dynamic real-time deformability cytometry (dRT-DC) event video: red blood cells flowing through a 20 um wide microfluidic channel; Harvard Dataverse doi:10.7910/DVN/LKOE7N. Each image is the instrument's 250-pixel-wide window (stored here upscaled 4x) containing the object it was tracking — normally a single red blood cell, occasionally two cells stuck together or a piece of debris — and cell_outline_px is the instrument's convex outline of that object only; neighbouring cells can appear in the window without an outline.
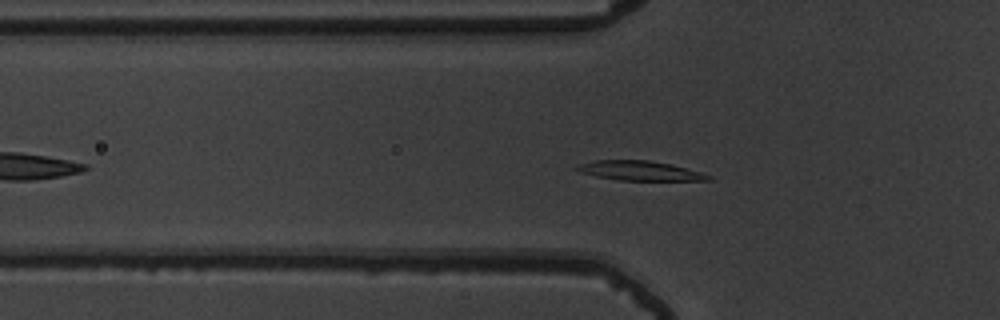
{"species": "common noctule bat (a hibernating species)", "species_latin": "Nyctalus noctula", "temperature_condition": "warm", "stored_images_in_passage": 46, "camera_frame_rate_fps": 3000, "um_per_image_px": 0.085, "animal": {"sex": "male", "body_mass_g": 19.5, "forearm_length_mm": 54.6}, "frame": {"image": 1, "passage_image": 11, "time_ms": 3.333, "image_size_px": [1000, 320], "cell_outline_px": [[712, 180], [620, 180], [596, 176], [580, 172], [572, 168], [580, 164], [596, 160], [648, 160], [668, 164], [700, 172], [712, 176]], "centroid_in_image_um": [54.34, 14.51], "position_along_channel_um": 71.5, "area_um2": 14.68}}
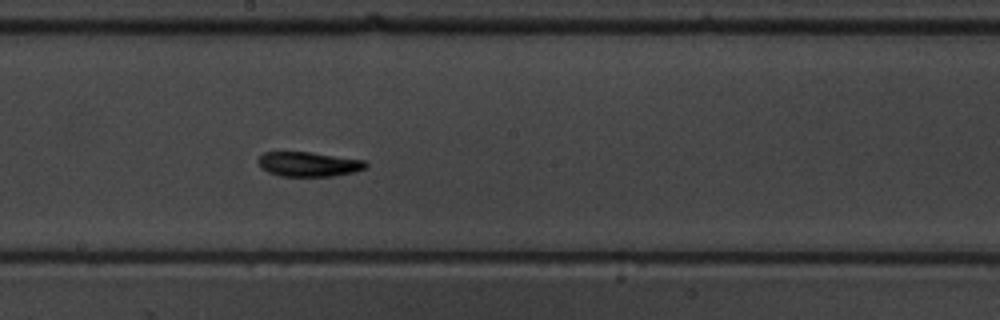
{"frame": {"image": 2, "passage_image": 23, "time_ms": 7.333, "image_size_px": [1000, 320], "cell_outline_px": [[368, 164], [364, 168], [356, 172], [332, 176], [280, 176], [268, 172], [256, 160], [264, 152], [312, 152], [364, 160]], "centroid_in_image_um": [26.25, 13.95], "position_along_channel_um": 222.0, "area_um2": 15.37}}
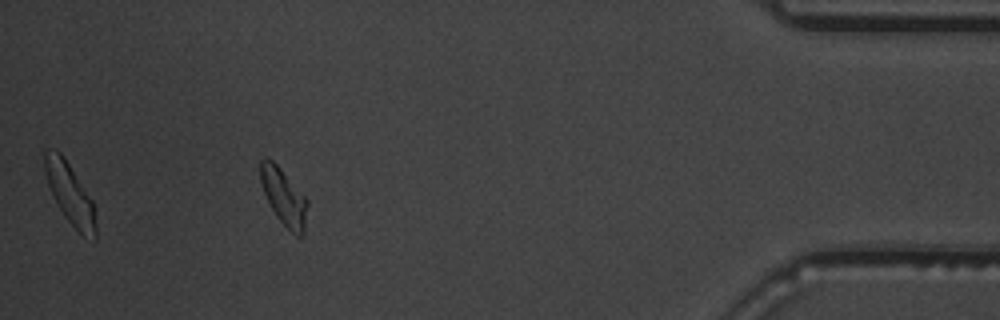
{"frame": {"image": 3, "passage_image": 42, "time_ms": 13.667, "image_size_px": [1000, 320], "cell_outline_px": [[308, 204], [304, 236], [296, 236], [276, 216], [264, 192], [260, 180], [260, 160], [264, 156], [268, 156], [280, 168], [308, 200]], "centroid_in_image_um": [24.13, 16.73], "position_along_channel_um": 411.1, "area_um2": 15.37}, "authors_computed_cell_mechanics": {"area_um2": 15.4615, "velocity_mm_per_s": 3.7825, "shape_relaxation_time_tau1_ms": 2.8554, "shape_relaxation_time_tau2_ms": 2.4816, "deformation_change_tau1": 0.1306, "deformation_change_tau2": 0.0783}}